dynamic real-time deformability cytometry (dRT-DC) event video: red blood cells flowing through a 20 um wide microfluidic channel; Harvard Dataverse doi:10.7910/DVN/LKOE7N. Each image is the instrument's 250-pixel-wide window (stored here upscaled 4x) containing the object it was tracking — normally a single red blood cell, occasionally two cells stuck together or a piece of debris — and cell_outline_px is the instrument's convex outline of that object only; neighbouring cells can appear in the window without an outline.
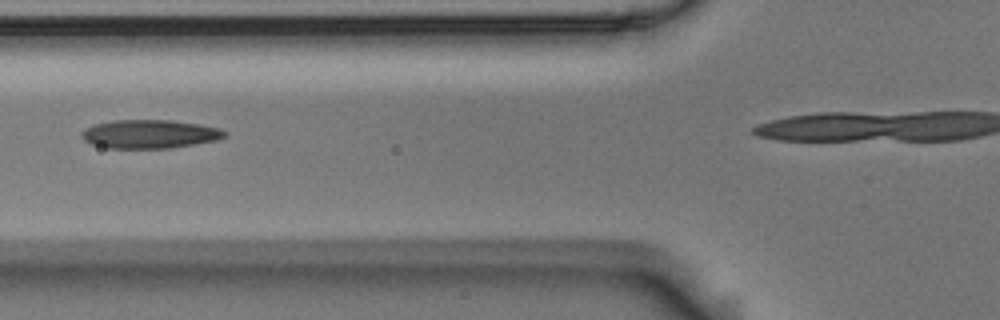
{"species": "Egyptian fruit bat (a non-hibernating species)", "species_latin": "Rousettus aegyptiacus", "temperature_condition": "room temperature", "stored_images_in_passage": 6, "camera_frame_rate_fps": 3000, "um_per_image_px": 0.085, "animal": {"sex": "male"}, "frame": {"image": 1, "passage_image": 3, "time_ms": 0.667, "image_size_px": [1000, 320], "cell_outline_px": [[228, 132], [224, 136], [216, 140], [172, 148], [108, 148], [92, 144], [84, 140], [84, 132], [88, 128], [96, 124], [112, 120], [172, 120], [200, 124], [220, 128]], "centroid_in_image_um": [12.78, 11.39], "position_along_channel_um": 113.0, "area_um2": 23.58}}
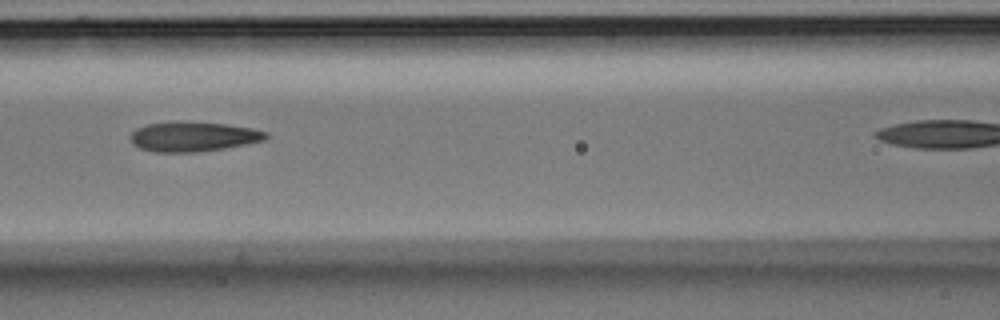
{"frame": {"image": 2, "passage_image": 4, "time_ms": 1.0, "image_size_px": [1000, 320], "cell_outline_px": [[268, 136], [264, 140], [224, 148], [196, 152], [156, 152], [140, 148], [132, 144], [132, 132], [136, 128], [144, 124], [172, 120], [180, 120], [224, 124], [252, 128], [268, 132]], "centroid_in_image_um": [16.38, 11.58], "position_along_channel_um": 150.2, "area_um2": 23.7}}